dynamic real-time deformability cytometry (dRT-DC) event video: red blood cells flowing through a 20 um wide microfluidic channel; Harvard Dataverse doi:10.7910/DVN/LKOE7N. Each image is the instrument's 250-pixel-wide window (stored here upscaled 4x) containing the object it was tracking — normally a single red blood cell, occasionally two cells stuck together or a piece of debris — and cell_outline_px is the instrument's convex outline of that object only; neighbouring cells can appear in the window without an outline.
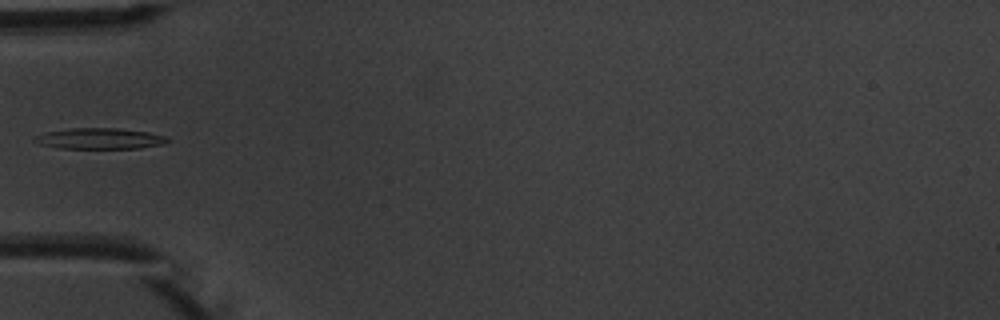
{"species": "common noctule bat (a hibernating species)", "species_latin": "Nyctalus noctula", "temperature_condition": "warm", "stored_images_in_passage": 5, "camera_frame_rate_fps": 3000, "um_per_image_px": 0.085, "animal": {"sex": "male", "body_mass_g": 20.1, "forearm_length_mm": 53.5}, "frame": {"image": 1, "passage_image": 4, "time_ms": 3.667, "image_size_px": [1000, 320], "cell_outline_px": [[172, 140], [160, 144], [140, 148], [60, 148], [40, 144], [32, 140], [36, 136], [44, 132], [72, 128], [116, 128], [148, 132], [164, 136]], "centroid_in_image_um": [8.45, 11.77], "position_along_channel_um": 76.5, "area_um2": 16.01}}
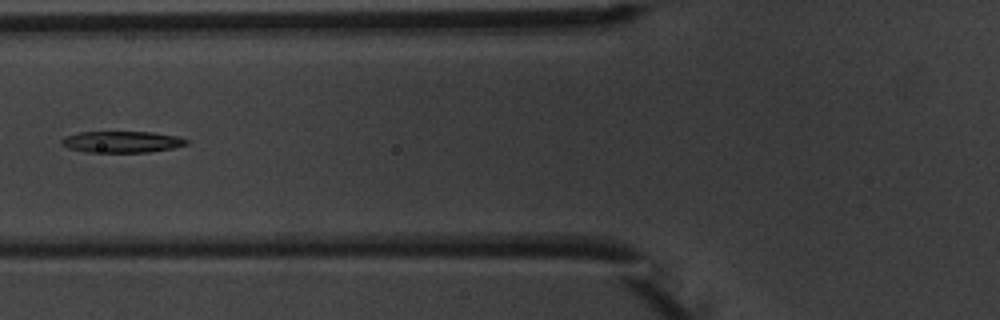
{"frame": {"image": 2, "passage_image": 5, "time_ms": 4.667, "image_size_px": [1000, 320], "cell_outline_px": [[188, 144], [172, 148], [148, 152], [88, 152], [68, 148], [60, 144], [60, 140], [64, 136], [80, 132], [152, 132], [176, 136], [188, 140]], "centroid_in_image_um": [10.32, 12.05], "position_along_channel_um": 115.5, "area_um2": 15.55}}